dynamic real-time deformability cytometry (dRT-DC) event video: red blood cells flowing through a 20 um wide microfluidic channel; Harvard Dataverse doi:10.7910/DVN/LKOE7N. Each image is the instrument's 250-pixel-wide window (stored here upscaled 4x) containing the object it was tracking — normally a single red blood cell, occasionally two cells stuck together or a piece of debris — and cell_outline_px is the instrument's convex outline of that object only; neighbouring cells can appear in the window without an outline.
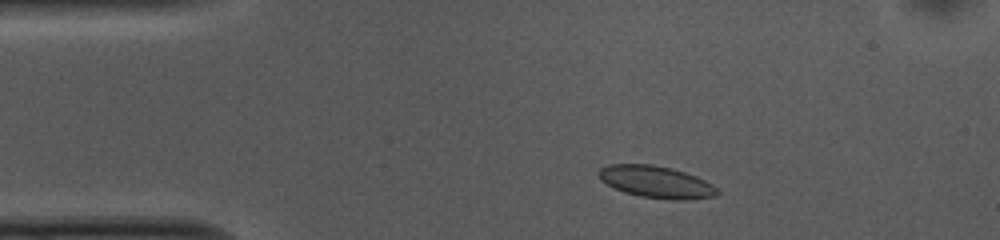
{"species": "common noctule bat (a hibernating species)", "species_latin": "Nyctalus noctula", "temperature_condition": "cold", "stored_images_in_passage": 49, "camera_frame_rate_fps": 3000, "um_per_image_px": 0.085, "animal": {"sex": "female", "body_mass_g": 10.0, "forearm_length_mm": 53.1}, "frame": {"image": 1, "passage_image": 5, "time_ms": 1.333, "image_size_px": [1000, 240], "cell_outline_px": [[720, 192], [716, 196], [688, 200], [672, 200], [640, 196], [624, 192], [600, 180], [596, 172], [600, 168], [608, 164], [652, 164], [672, 168], [696, 176], [712, 184]], "centroid_in_image_um": [55.77, 15.46], "position_along_channel_um": 29.2, "area_um2": 22.2}}
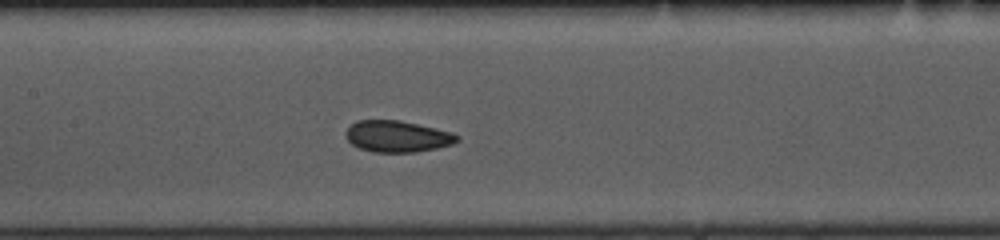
{"frame": {"image": 2, "passage_image": 20, "time_ms": 6.333, "image_size_px": [1000, 240], "cell_outline_px": [[460, 140], [452, 144], [436, 148], [416, 152], [372, 152], [360, 148], [352, 144], [344, 136], [344, 132], [356, 120], [400, 120], [436, 128], [452, 132], [460, 136]], "centroid_in_image_um": [33.77, 11.59], "position_along_channel_um": 173.6, "area_um2": 20.52}}
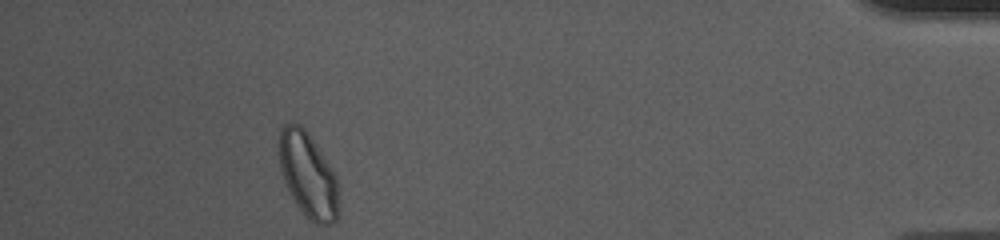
{"frame": {"image": 3, "passage_image": 44, "time_ms": 14.333, "image_size_px": [1000, 240], "cell_outline_px": [[340, 216], [332, 224], [316, 224], [296, 204], [284, 180], [280, 168], [276, 152], [280, 128], [284, 124], [300, 124], [308, 132], [332, 168], [336, 176], [340, 208]], "centroid_in_image_um": [26.18, 14.85], "position_along_channel_um": 409.0, "area_um2": 29.88}, "authors_computed_cell_mechanics": {"area_um2": 21.2704, "velocity_mm_per_s": 3.7119, "shape_relaxation_time_tau1_ms": 6.4759, "shape_relaxation_time_tau2_ms": 2.3755, "deformation_change_tau1": 0.1159, "deformation_change_tau2": 0.0584}}